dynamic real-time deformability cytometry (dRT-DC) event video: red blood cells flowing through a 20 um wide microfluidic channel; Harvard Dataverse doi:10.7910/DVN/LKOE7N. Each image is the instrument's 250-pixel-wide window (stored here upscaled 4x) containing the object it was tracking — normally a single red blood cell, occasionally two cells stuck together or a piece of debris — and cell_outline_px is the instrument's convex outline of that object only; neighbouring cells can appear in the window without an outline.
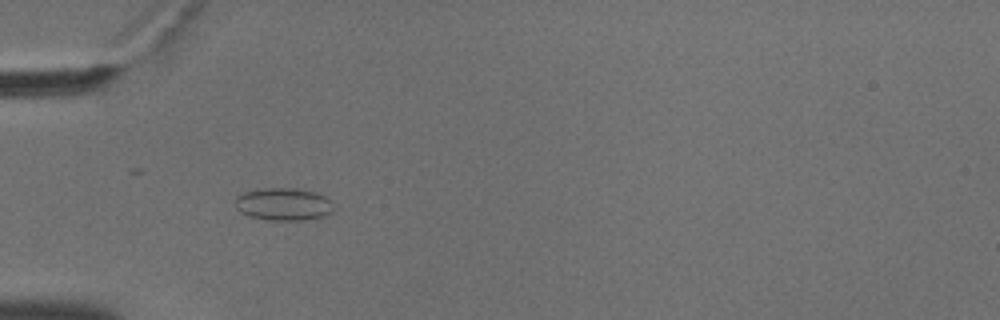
{"species": "common noctule bat (a hibernating species)", "species_latin": "Nyctalus noctula", "temperature_condition": "cold", "stored_images_in_passage": 40, "camera_frame_rate_fps": 3000, "um_per_image_px": 0.085, "animal": {"sex": "male", "body_mass_g": 18.8}, "frame": {"image": 1, "passage_image": 2, "time_ms": 0.333, "image_size_px": [1000, 320], "cell_outline_px": [[332, 212], [324, 216], [304, 220], [268, 220], [252, 216], [240, 212], [236, 208], [236, 196], [244, 192], [264, 188], [292, 188], [316, 192], [324, 196], [328, 200], [332, 208]], "centroid_in_image_um": [24.07, 17.35], "position_along_channel_um": 60.9, "area_um2": 18.44}}
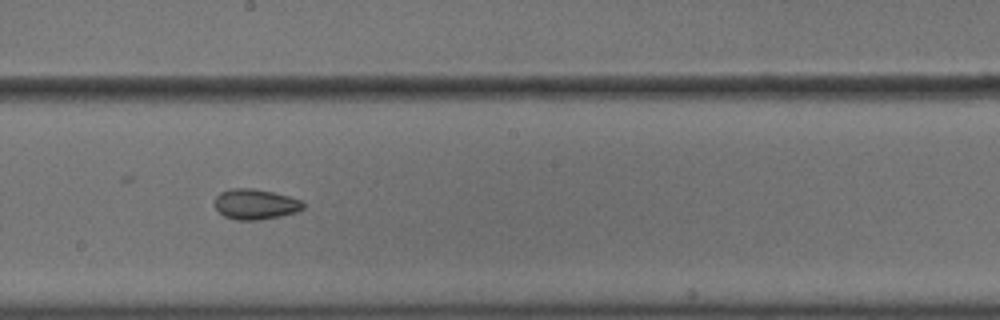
{"frame": {"image": 2, "passage_image": 16, "time_ms": 5.0, "image_size_px": [1000, 320], "cell_outline_px": [[304, 208], [296, 212], [280, 216], [260, 220], [236, 220], [224, 216], [216, 208], [216, 196], [220, 192], [232, 188], [256, 188], [288, 196], [300, 200], [304, 204]], "centroid_in_image_um": [21.71, 17.36], "position_along_channel_um": 226.5, "area_um2": 15.61}}
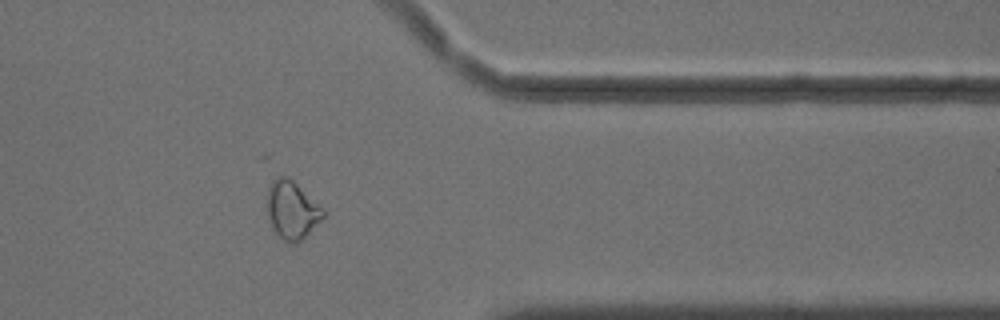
{"frame": {"image": 3, "passage_image": 30, "time_ms": 9.667, "image_size_px": [1000, 320], "cell_outline_px": [[324, 216], [296, 244], [292, 244], [284, 240], [276, 232], [268, 216], [268, 188], [272, 180], [276, 176], [284, 176], [292, 180], [324, 208]], "centroid_in_image_um": [24.81, 17.82], "position_along_channel_um": 386.6, "area_um2": 18.38}, "authors_computed_cell_mechanics": {"area_um2": 16.1551, "velocity_mm_per_s": 3.6323, "shape_relaxation_time_tau1_ms": 10.3914, "shape_relaxation_time_tau2_ms": 4.1008, "deformation_change_tau1": 0.0862, "deformation_change_tau2": 0.0789}}